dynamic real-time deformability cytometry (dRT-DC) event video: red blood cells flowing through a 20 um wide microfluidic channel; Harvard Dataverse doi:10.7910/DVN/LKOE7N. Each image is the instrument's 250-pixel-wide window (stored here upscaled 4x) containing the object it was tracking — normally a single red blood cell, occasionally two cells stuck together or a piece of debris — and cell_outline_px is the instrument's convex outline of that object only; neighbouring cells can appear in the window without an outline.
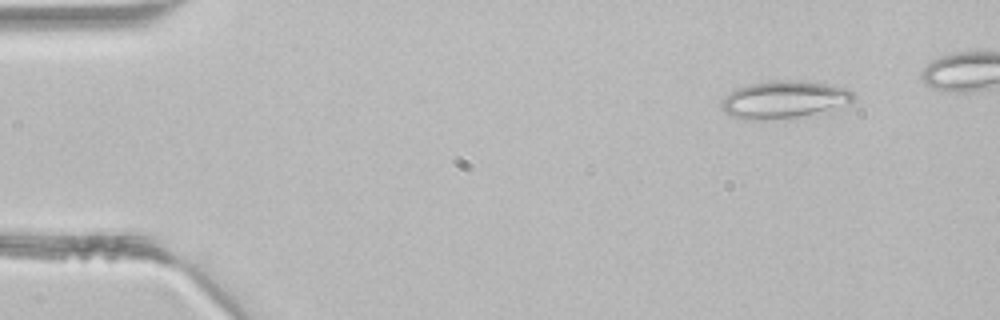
{"species": "common noctule bat (a hibernating species)", "species_latin": "Nyctalus noctula", "temperature_condition": "room temperature", "stored_images_in_passage": 3, "camera_frame_rate_fps": 3000, "um_per_image_px": 0.085, "animal": {"sex": "male", "body_mass_g": 21.5, "forearm_length_mm": 52.0}, "frame": {"image": 1, "passage_image": 1, "time_ms": 0.0, "image_size_px": [1000, 320], "cell_outline_px": [[856, 100], [812, 112], [796, 116], [764, 120], [744, 120], [732, 116], [724, 112], [720, 108], [720, 100], [728, 92], [736, 88], [748, 84], [772, 80], [796, 80], [824, 84], [844, 88], [852, 92], [856, 96]], "centroid_in_image_um": [66.48, 8.44], "position_along_channel_um": 18.5, "area_um2": 28.26}}